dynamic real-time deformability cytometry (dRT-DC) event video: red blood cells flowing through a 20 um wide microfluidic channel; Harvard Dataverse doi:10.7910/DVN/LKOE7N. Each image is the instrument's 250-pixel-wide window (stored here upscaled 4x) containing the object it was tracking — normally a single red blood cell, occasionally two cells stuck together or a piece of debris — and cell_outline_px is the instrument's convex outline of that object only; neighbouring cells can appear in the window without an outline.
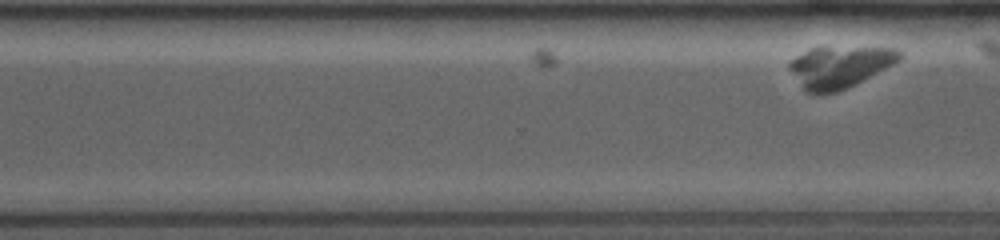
{"species": "common noctule bat (a hibernating species)", "species_latin": "Nyctalus noctula", "temperature_condition": "room temperature", "stored_images_in_passage": 20, "camera_frame_rate_fps": 4000, "um_per_image_px": 0.085, "animal": {"sex": "female", "body_mass_g": 19.0, "forearm_length_mm": 53.3}, "frame": {"image": 1, "passage_image": 20, "time_ms": 6.5, "image_size_px": [1000, 240], "cell_outline_px": [[904, 56], [900, 60], [856, 84], [836, 92], [808, 92], [804, 88], [788, 68], [788, 60], [812, 48], [896, 48], [904, 52]], "centroid_in_image_um": [71.4, 5.67], "position_along_channel_um": 299.2, "area_um2": 26.13}}